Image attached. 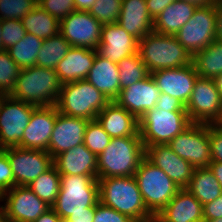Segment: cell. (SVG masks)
Here are the masks:
<instances>
[{"instance_id": "obj_21", "label": "cell", "mask_w": 222, "mask_h": 222, "mask_svg": "<svg viewBox=\"0 0 222 222\" xmlns=\"http://www.w3.org/2000/svg\"><path fill=\"white\" fill-rule=\"evenodd\" d=\"M138 45L139 40L117 23L105 24L102 27L100 44L96 50L100 56L118 63L123 58L137 53Z\"/></svg>"}, {"instance_id": "obj_17", "label": "cell", "mask_w": 222, "mask_h": 222, "mask_svg": "<svg viewBox=\"0 0 222 222\" xmlns=\"http://www.w3.org/2000/svg\"><path fill=\"white\" fill-rule=\"evenodd\" d=\"M161 93L177 98L185 106L198 77L193 64L180 68L162 69L150 73Z\"/></svg>"}, {"instance_id": "obj_42", "label": "cell", "mask_w": 222, "mask_h": 222, "mask_svg": "<svg viewBox=\"0 0 222 222\" xmlns=\"http://www.w3.org/2000/svg\"><path fill=\"white\" fill-rule=\"evenodd\" d=\"M93 222H134L128 216L107 207L100 202L95 206Z\"/></svg>"}, {"instance_id": "obj_2", "label": "cell", "mask_w": 222, "mask_h": 222, "mask_svg": "<svg viewBox=\"0 0 222 222\" xmlns=\"http://www.w3.org/2000/svg\"><path fill=\"white\" fill-rule=\"evenodd\" d=\"M99 202L141 222L151 215L134 176L98 178Z\"/></svg>"}, {"instance_id": "obj_25", "label": "cell", "mask_w": 222, "mask_h": 222, "mask_svg": "<svg viewBox=\"0 0 222 222\" xmlns=\"http://www.w3.org/2000/svg\"><path fill=\"white\" fill-rule=\"evenodd\" d=\"M166 222H204L203 205L185 188L158 213Z\"/></svg>"}, {"instance_id": "obj_57", "label": "cell", "mask_w": 222, "mask_h": 222, "mask_svg": "<svg viewBox=\"0 0 222 222\" xmlns=\"http://www.w3.org/2000/svg\"><path fill=\"white\" fill-rule=\"evenodd\" d=\"M0 222H4L3 207L0 206Z\"/></svg>"}, {"instance_id": "obj_12", "label": "cell", "mask_w": 222, "mask_h": 222, "mask_svg": "<svg viewBox=\"0 0 222 222\" xmlns=\"http://www.w3.org/2000/svg\"><path fill=\"white\" fill-rule=\"evenodd\" d=\"M185 109L193 123L216 124L222 112V99L215 81L197 77Z\"/></svg>"}, {"instance_id": "obj_55", "label": "cell", "mask_w": 222, "mask_h": 222, "mask_svg": "<svg viewBox=\"0 0 222 222\" xmlns=\"http://www.w3.org/2000/svg\"><path fill=\"white\" fill-rule=\"evenodd\" d=\"M215 81L216 87H217V91L219 92V95L222 99V74L218 75L215 79H213Z\"/></svg>"}, {"instance_id": "obj_10", "label": "cell", "mask_w": 222, "mask_h": 222, "mask_svg": "<svg viewBox=\"0 0 222 222\" xmlns=\"http://www.w3.org/2000/svg\"><path fill=\"white\" fill-rule=\"evenodd\" d=\"M168 146L194 168L209 167L212 162L209 145V124L192 122L173 138Z\"/></svg>"}, {"instance_id": "obj_48", "label": "cell", "mask_w": 222, "mask_h": 222, "mask_svg": "<svg viewBox=\"0 0 222 222\" xmlns=\"http://www.w3.org/2000/svg\"><path fill=\"white\" fill-rule=\"evenodd\" d=\"M95 206L89 212H79L70 214L64 222H93Z\"/></svg>"}, {"instance_id": "obj_20", "label": "cell", "mask_w": 222, "mask_h": 222, "mask_svg": "<svg viewBox=\"0 0 222 222\" xmlns=\"http://www.w3.org/2000/svg\"><path fill=\"white\" fill-rule=\"evenodd\" d=\"M145 157L162 169L180 189L188 185L195 169L188 161L179 157L168 144L146 147Z\"/></svg>"}, {"instance_id": "obj_26", "label": "cell", "mask_w": 222, "mask_h": 222, "mask_svg": "<svg viewBox=\"0 0 222 222\" xmlns=\"http://www.w3.org/2000/svg\"><path fill=\"white\" fill-rule=\"evenodd\" d=\"M117 24L138 40L151 33L153 19L148 13L146 0H122Z\"/></svg>"}, {"instance_id": "obj_58", "label": "cell", "mask_w": 222, "mask_h": 222, "mask_svg": "<svg viewBox=\"0 0 222 222\" xmlns=\"http://www.w3.org/2000/svg\"><path fill=\"white\" fill-rule=\"evenodd\" d=\"M204 222H222V218H218L215 220H204Z\"/></svg>"}, {"instance_id": "obj_54", "label": "cell", "mask_w": 222, "mask_h": 222, "mask_svg": "<svg viewBox=\"0 0 222 222\" xmlns=\"http://www.w3.org/2000/svg\"><path fill=\"white\" fill-rule=\"evenodd\" d=\"M141 222H166V221L163 218H161L158 214H151Z\"/></svg>"}, {"instance_id": "obj_59", "label": "cell", "mask_w": 222, "mask_h": 222, "mask_svg": "<svg viewBox=\"0 0 222 222\" xmlns=\"http://www.w3.org/2000/svg\"><path fill=\"white\" fill-rule=\"evenodd\" d=\"M216 124L220 127H222V112H221V116L219 118V120L216 122Z\"/></svg>"}, {"instance_id": "obj_1", "label": "cell", "mask_w": 222, "mask_h": 222, "mask_svg": "<svg viewBox=\"0 0 222 222\" xmlns=\"http://www.w3.org/2000/svg\"><path fill=\"white\" fill-rule=\"evenodd\" d=\"M61 88L55 69L35 65L21 69L9 96L37 107L53 106L58 102Z\"/></svg>"}, {"instance_id": "obj_40", "label": "cell", "mask_w": 222, "mask_h": 222, "mask_svg": "<svg viewBox=\"0 0 222 222\" xmlns=\"http://www.w3.org/2000/svg\"><path fill=\"white\" fill-rule=\"evenodd\" d=\"M2 46L7 50L19 42L26 34L21 20H2Z\"/></svg>"}, {"instance_id": "obj_56", "label": "cell", "mask_w": 222, "mask_h": 222, "mask_svg": "<svg viewBox=\"0 0 222 222\" xmlns=\"http://www.w3.org/2000/svg\"><path fill=\"white\" fill-rule=\"evenodd\" d=\"M2 20L0 19V51L3 50L2 46V28H1Z\"/></svg>"}, {"instance_id": "obj_43", "label": "cell", "mask_w": 222, "mask_h": 222, "mask_svg": "<svg viewBox=\"0 0 222 222\" xmlns=\"http://www.w3.org/2000/svg\"><path fill=\"white\" fill-rule=\"evenodd\" d=\"M13 187L14 176L6 155V148L0 149V195Z\"/></svg>"}, {"instance_id": "obj_22", "label": "cell", "mask_w": 222, "mask_h": 222, "mask_svg": "<svg viewBox=\"0 0 222 222\" xmlns=\"http://www.w3.org/2000/svg\"><path fill=\"white\" fill-rule=\"evenodd\" d=\"M96 120L111 138L140 136L139 120L115 101H110Z\"/></svg>"}, {"instance_id": "obj_6", "label": "cell", "mask_w": 222, "mask_h": 222, "mask_svg": "<svg viewBox=\"0 0 222 222\" xmlns=\"http://www.w3.org/2000/svg\"><path fill=\"white\" fill-rule=\"evenodd\" d=\"M110 101L86 79L62 84L56 107L58 112L95 120Z\"/></svg>"}, {"instance_id": "obj_35", "label": "cell", "mask_w": 222, "mask_h": 222, "mask_svg": "<svg viewBox=\"0 0 222 222\" xmlns=\"http://www.w3.org/2000/svg\"><path fill=\"white\" fill-rule=\"evenodd\" d=\"M119 70L120 90L150 75L146 64L141 60L139 52L123 58L117 63Z\"/></svg>"}, {"instance_id": "obj_45", "label": "cell", "mask_w": 222, "mask_h": 222, "mask_svg": "<svg viewBox=\"0 0 222 222\" xmlns=\"http://www.w3.org/2000/svg\"><path fill=\"white\" fill-rule=\"evenodd\" d=\"M156 109H169V111H186L185 105L175 97L168 94L160 93V96L155 104Z\"/></svg>"}, {"instance_id": "obj_13", "label": "cell", "mask_w": 222, "mask_h": 222, "mask_svg": "<svg viewBox=\"0 0 222 222\" xmlns=\"http://www.w3.org/2000/svg\"><path fill=\"white\" fill-rule=\"evenodd\" d=\"M0 201H6L2 205L4 222H33L51 208L28 186H14L0 195Z\"/></svg>"}, {"instance_id": "obj_34", "label": "cell", "mask_w": 222, "mask_h": 222, "mask_svg": "<svg viewBox=\"0 0 222 222\" xmlns=\"http://www.w3.org/2000/svg\"><path fill=\"white\" fill-rule=\"evenodd\" d=\"M61 175L53 165L46 172L37 177L28 187L49 206L55 203L60 191Z\"/></svg>"}, {"instance_id": "obj_36", "label": "cell", "mask_w": 222, "mask_h": 222, "mask_svg": "<svg viewBox=\"0 0 222 222\" xmlns=\"http://www.w3.org/2000/svg\"><path fill=\"white\" fill-rule=\"evenodd\" d=\"M20 71L21 68L10 57L9 52L0 51V92L5 96L12 93Z\"/></svg>"}, {"instance_id": "obj_7", "label": "cell", "mask_w": 222, "mask_h": 222, "mask_svg": "<svg viewBox=\"0 0 222 222\" xmlns=\"http://www.w3.org/2000/svg\"><path fill=\"white\" fill-rule=\"evenodd\" d=\"M134 177L151 214H158L180 190L162 169L146 157L140 162Z\"/></svg>"}, {"instance_id": "obj_3", "label": "cell", "mask_w": 222, "mask_h": 222, "mask_svg": "<svg viewBox=\"0 0 222 222\" xmlns=\"http://www.w3.org/2000/svg\"><path fill=\"white\" fill-rule=\"evenodd\" d=\"M144 157L141 136L111 138L97 156L98 178L134 176Z\"/></svg>"}, {"instance_id": "obj_18", "label": "cell", "mask_w": 222, "mask_h": 222, "mask_svg": "<svg viewBox=\"0 0 222 222\" xmlns=\"http://www.w3.org/2000/svg\"><path fill=\"white\" fill-rule=\"evenodd\" d=\"M160 93L152 76L149 75L147 78L121 89L115 102L139 120L147 111L155 107Z\"/></svg>"}, {"instance_id": "obj_32", "label": "cell", "mask_w": 222, "mask_h": 222, "mask_svg": "<svg viewBox=\"0 0 222 222\" xmlns=\"http://www.w3.org/2000/svg\"><path fill=\"white\" fill-rule=\"evenodd\" d=\"M71 47L60 33L44 39L37 55L36 66L55 69L56 65L65 57Z\"/></svg>"}, {"instance_id": "obj_51", "label": "cell", "mask_w": 222, "mask_h": 222, "mask_svg": "<svg viewBox=\"0 0 222 222\" xmlns=\"http://www.w3.org/2000/svg\"><path fill=\"white\" fill-rule=\"evenodd\" d=\"M74 7L79 11H88L95 3V0H73Z\"/></svg>"}, {"instance_id": "obj_29", "label": "cell", "mask_w": 222, "mask_h": 222, "mask_svg": "<svg viewBox=\"0 0 222 222\" xmlns=\"http://www.w3.org/2000/svg\"><path fill=\"white\" fill-rule=\"evenodd\" d=\"M185 189L202 205L214 201L222 194V188L209 167L195 168Z\"/></svg>"}, {"instance_id": "obj_50", "label": "cell", "mask_w": 222, "mask_h": 222, "mask_svg": "<svg viewBox=\"0 0 222 222\" xmlns=\"http://www.w3.org/2000/svg\"><path fill=\"white\" fill-rule=\"evenodd\" d=\"M33 222H63V220L52 208H50Z\"/></svg>"}, {"instance_id": "obj_11", "label": "cell", "mask_w": 222, "mask_h": 222, "mask_svg": "<svg viewBox=\"0 0 222 222\" xmlns=\"http://www.w3.org/2000/svg\"><path fill=\"white\" fill-rule=\"evenodd\" d=\"M36 107L9 95L4 96L0 103V149L20 147L24 129Z\"/></svg>"}, {"instance_id": "obj_16", "label": "cell", "mask_w": 222, "mask_h": 222, "mask_svg": "<svg viewBox=\"0 0 222 222\" xmlns=\"http://www.w3.org/2000/svg\"><path fill=\"white\" fill-rule=\"evenodd\" d=\"M89 120L68 116L58 112L47 152L53 159L84 142V134Z\"/></svg>"}, {"instance_id": "obj_49", "label": "cell", "mask_w": 222, "mask_h": 222, "mask_svg": "<svg viewBox=\"0 0 222 222\" xmlns=\"http://www.w3.org/2000/svg\"><path fill=\"white\" fill-rule=\"evenodd\" d=\"M216 8V40L222 42V4L215 1Z\"/></svg>"}, {"instance_id": "obj_41", "label": "cell", "mask_w": 222, "mask_h": 222, "mask_svg": "<svg viewBox=\"0 0 222 222\" xmlns=\"http://www.w3.org/2000/svg\"><path fill=\"white\" fill-rule=\"evenodd\" d=\"M38 5L59 21L76 10L73 0H38Z\"/></svg>"}, {"instance_id": "obj_53", "label": "cell", "mask_w": 222, "mask_h": 222, "mask_svg": "<svg viewBox=\"0 0 222 222\" xmlns=\"http://www.w3.org/2000/svg\"><path fill=\"white\" fill-rule=\"evenodd\" d=\"M195 5L196 7L207 6L213 4L215 0H182Z\"/></svg>"}, {"instance_id": "obj_15", "label": "cell", "mask_w": 222, "mask_h": 222, "mask_svg": "<svg viewBox=\"0 0 222 222\" xmlns=\"http://www.w3.org/2000/svg\"><path fill=\"white\" fill-rule=\"evenodd\" d=\"M103 25L88 11L75 10L60 21V34L72 47L96 50Z\"/></svg>"}, {"instance_id": "obj_23", "label": "cell", "mask_w": 222, "mask_h": 222, "mask_svg": "<svg viewBox=\"0 0 222 222\" xmlns=\"http://www.w3.org/2000/svg\"><path fill=\"white\" fill-rule=\"evenodd\" d=\"M53 165L60 175L98 176L97 156L84 143L57 155Z\"/></svg>"}, {"instance_id": "obj_39", "label": "cell", "mask_w": 222, "mask_h": 222, "mask_svg": "<svg viewBox=\"0 0 222 222\" xmlns=\"http://www.w3.org/2000/svg\"><path fill=\"white\" fill-rule=\"evenodd\" d=\"M38 5V0H0V19L21 20Z\"/></svg>"}, {"instance_id": "obj_9", "label": "cell", "mask_w": 222, "mask_h": 222, "mask_svg": "<svg viewBox=\"0 0 222 222\" xmlns=\"http://www.w3.org/2000/svg\"><path fill=\"white\" fill-rule=\"evenodd\" d=\"M191 56L216 40V8L213 4L197 7L190 20L174 35Z\"/></svg>"}, {"instance_id": "obj_30", "label": "cell", "mask_w": 222, "mask_h": 222, "mask_svg": "<svg viewBox=\"0 0 222 222\" xmlns=\"http://www.w3.org/2000/svg\"><path fill=\"white\" fill-rule=\"evenodd\" d=\"M192 64L198 77L215 79L222 74V42L214 40L192 56Z\"/></svg>"}, {"instance_id": "obj_14", "label": "cell", "mask_w": 222, "mask_h": 222, "mask_svg": "<svg viewBox=\"0 0 222 222\" xmlns=\"http://www.w3.org/2000/svg\"><path fill=\"white\" fill-rule=\"evenodd\" d=\"M6 155L14 176V186H29L53 166V157L44 150L10 147L6 148Z\"/></svg>"}, {"instance_id": "obj_4", "label": "cell", "mask_w": 222, "mask_h": 222, "mask_svg": "<svg viewBox=\"0 0 222 222\" xmlns=\"http://www.w3.org/2000/svg\"><path fill=\"white\" fill-rule=\"evenodd\" d=\"M60 187L51 208L63 221L70 214L89 212L99 203L98 176L61 175Z\"/></svg>"}, {"instance_id": "obj_24", "label": "cell", "mask_w": 222, "mask_h": 222, "mask_svg": "<svg viewBox=\"0 0 222 222\" xmlns=\"http://www.w3.org/2000/svg\"><path fill=\"white\" fill-rule=\"evenodd\" d=\"M97 50L85 47H71L59 61L55 71L62 84L86 79L93 66Z\"/></svg>"}, {"instance_id": "obj_38", "label": "cell", "mask_w": 222, "mask_h": 222, "mask_svg": "<svg viewBox=\"0 0 222 222\" xmlns=\"http://www.w3.org/2000/svg\"><path fill=\"white\" fill-rule=\"evenodd\" d=\"M122 0H95L88 12L102 25L117 23Z\"/></svg>"}, {"instance_id": "obj_47", "label": "cell", "mask_w": 222, "mask_h": 222, "mask_svg": "<svg viewBox=\"0 0 222 222\" xmlns=\"http://www.w3.org/2000/svg\"><path fill=\"white\" fill-rule=\"evenodd\" d=\"M175 0H146L149 15L154 20L169 4Z\"/></svg>"}, {"instance_id": "obj_60", "label": "cell", "mask_w": 222, "mask_h": 222, "mask_svg": "<svg viewBox=\"0 0 222 222\" xmlns=\"http://www.w3.org/2000/svg\"><path fill=\"white\" fill-rule=\"evenodd\" d=\"M4 96H5V95L0 92V103H1L2 99L4 98Z\"/></svg>"}, {"instance_id": "obj_44", "label": "cell", "mask_w": 222, "mask_h": 222, "mask_svg": "<svg viewBox=\"0 0 222 222\" xmlns=\"http://www.w3.org/2000/svg\"><path fill=\"white\" fill-rule=\"evenodd\" d=\"M209 145L212 162L222 163V127L209 124Z\"/></svg>"}, {"instance_id": "obj_27", "label": "cell", "mask_w": 222, "mask_h": 222, "mask_svg": "<svg viewBox=\"0 0 222 222\" xmlns=\"http://www.w3.org/2000/svg\"><path fill=\"white\" fill-rule=\"evenodd\" d=\"M86 80L105 95L109 101H115L121 91L117 63L100 56L98 53Z\"/></svg>"}, {"instance_id": "obj_31", "label": "cell", "mask_w": 222, "mask_h": 222, "mask_svg": "<svg viewBox=\"0 0 222 222\" xmlns=\"http://www.w3.org/2000/svg\"><path fill=\"white\" fill-rule=\"evenodd\" d=\"M26 32L41 39H48L60 33V21L37 5L22 19Z\"/></svg>"}, {"instance_id": "obj_37", "label": "cell", "mask_w": 222, "mask_h": 222, "mask_svg": "<svg viewBox=\"0 0 222 222\" xmlns=\"http://www.w3.org/2000/svg\"><path fill=\"white\" fill-rule=\"evenodd\" d=\"M111 137L104 131L99 122L90 120L84 134V145L98 156L109 145Z\"/></svg>"}, {"instance_id": "obj_28", "label": "cell", "mask_w": 222, "mask_h": 222, "mask_svg": "<svg viewBox=\"0 0 222 222\" xmlns=\"http://www.w3.org/2000/svg\"><path fill=\"white\" fill-rule=\"evenodd\" d=\"M196 8L191 3L175 0L153 20V31L175 35L190 20Z\"/></svg>"}, {"instance_id": "obj_52", "label": "cell", "mask_w": 222, "mask_h": 222, "mask_svg": "<svg viewBox=\"0 0 222 222\" xmlns=\"http://www.w3.org/2000/svg\"><path fill=\"white\" fill-rule=\"evenodd\" d=\"M210 170L215 175L216 179L221 185L222 188V163L221 162H211L209 164Z\"/></svg>"}, {"instance_id": "obj_33", "label": "cell", "mask_w": 222, "mask_h": 222, "mask_svg": "<svg viewBox=\"0 0 222 222\" xmlns=\"http://www.w3.org/2000/svg\"><path fill=\"white\" fill-rule=\"evenodd\" d=\"M42 43L43 39L26 32L25 36L7 51L16 64L21 69H25L36 65Z\"/></svg>"}, {"instance_id": "obj_19", "label": "cell", "mask_w": 222, "mask_h": 222, "mask_svg": "<svg viewBox=\"0 0 222 222\" xmlns=\"http://www.w3.org/2000/svg\"><path fill=\"white\" fill-rule=\"evenodd\" d=\"M56 117V105L36 107L24 129L20 147L47 151Z\"/></svg>"}, {"instance_id": "obj_46", "label": "cell", "mask_w": 222, "mask_h": 222, "mask_svg": "<svg viewBox=\"0 0 222 222\" xmlns=\"http://www.w3.org/2000/svg\"><path fill=\"white\" fill-rule=\"evenodd\" d=\"M203 217L204 220L222 218V194L214 201L203 205Z\"/></svg>"}, {"instance_id": "obj_5", "label": "cell", "mask_w": 222, "mask_h": 222, "mask_svg": "<svg viewBox=\"0 0 222 222\" xmlns=\"http://www.w3.org/2000/svg\"><path fill=\"white\" fill-rule=\"evenodd\" d=\"M138 52L150 73L192 64V56L174 35L152 31L139 40Z\"/></svg>"}, {"instance_id": "obj_8", "label": "cell", "mask_w": 222, "mask_h": 222, "mask_svg": "<svg viewBox=\"0 0 222 222\" xmlns=\"http://www.w3.org/2000/svg\"><path fill=\"white\" fill-rule=\"evenodd\" d=\"M191 123L187 111L153 108L139 119V133L145 148L165 145Z\"/></svg>"}]
</instances>
